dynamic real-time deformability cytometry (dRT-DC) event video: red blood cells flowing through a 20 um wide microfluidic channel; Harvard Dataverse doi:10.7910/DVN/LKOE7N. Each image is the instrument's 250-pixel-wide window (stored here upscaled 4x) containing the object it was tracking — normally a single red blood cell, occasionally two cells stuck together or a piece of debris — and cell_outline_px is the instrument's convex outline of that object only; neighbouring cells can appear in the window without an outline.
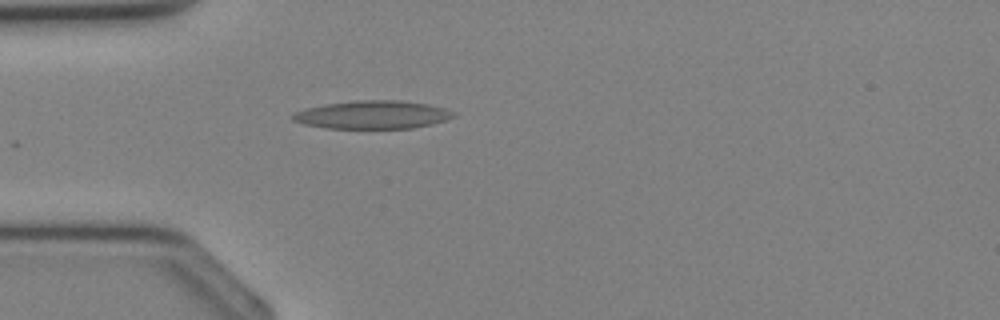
{"species": "Egyptian fruit bat (a non-hibernating species)", "species_latin": "Rousettus aegyptiacus", "temperature_condition": "cold", "stored_images_in_passage": 15, "camera_frame_rate_fps": 3000, "um_per_image_px": 0.085, "animal": {"sex": "female"}, "frame": {"image": 1, "passage_image": 10, "time_ms": 3.0, "image_size_px": [1000, 320], "cell_outline_px": [[456, 116], [432, 124], [412, 128], [328, 128], [304, 124], [292, 120], [288, 116], [296, 112], [308, 108], [324, 104], [356, 100], [396, 100], [428, 104], [444, 108], [452, 112]], "centroid_in_image_um": [31.64, 9.75], "position_along_channel_um": 53.4, "area_um2": 26.18}}
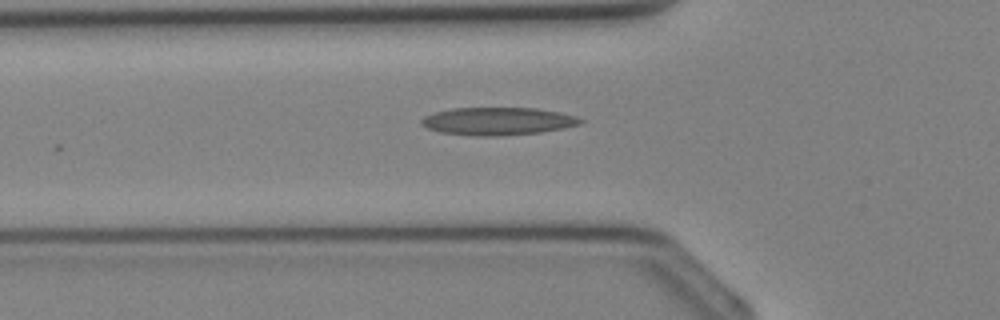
{"frame": {"image": 2, "passage_image": 12, "time_ms": 3.667, "image_size_px": [1000, 320], "cell_outline_px": [[584, 120], [580, 124], [564, 128], [540, 132], [500, 136], [476, 136], [440, 132], [428, 128], [420, 124], [420, 120], [424, 116], [436, 112], [452, 108], [536, 108], [560, 112], [576, 116]], "centroid_in_image_um": [42.31, 10.3], "position_along_channel_um": 83.5, "area_um2": 25.72}}
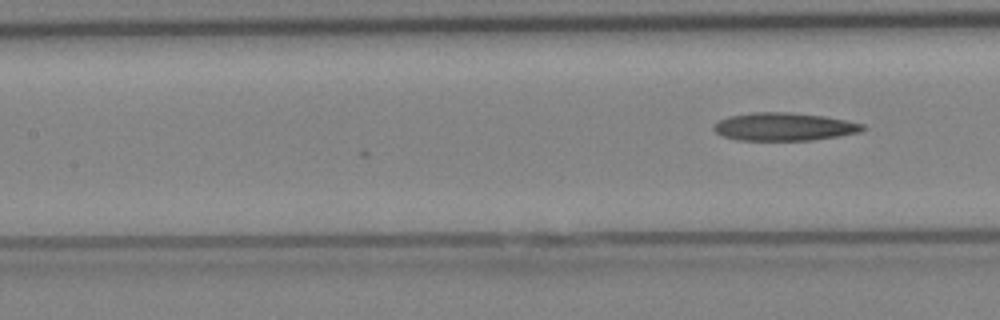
{"frame": {"image": 3, "passage_image": 15, "time_ms": 4.667, "image_size_px": [1000, 320], "cell_outline_px": [[868, 128], [860, 132], [840, 136], [812, 140], [736, 140], [720, 136], [712, 128], [712, 124], [728, 116], [752, 112], [792, 112], [824, 116], [848, 120], [864, 124]], "centroid_in_image_um": [66.65, 10.77], "position_along_channel_um": 140.8, "area_um2": 24.68}}